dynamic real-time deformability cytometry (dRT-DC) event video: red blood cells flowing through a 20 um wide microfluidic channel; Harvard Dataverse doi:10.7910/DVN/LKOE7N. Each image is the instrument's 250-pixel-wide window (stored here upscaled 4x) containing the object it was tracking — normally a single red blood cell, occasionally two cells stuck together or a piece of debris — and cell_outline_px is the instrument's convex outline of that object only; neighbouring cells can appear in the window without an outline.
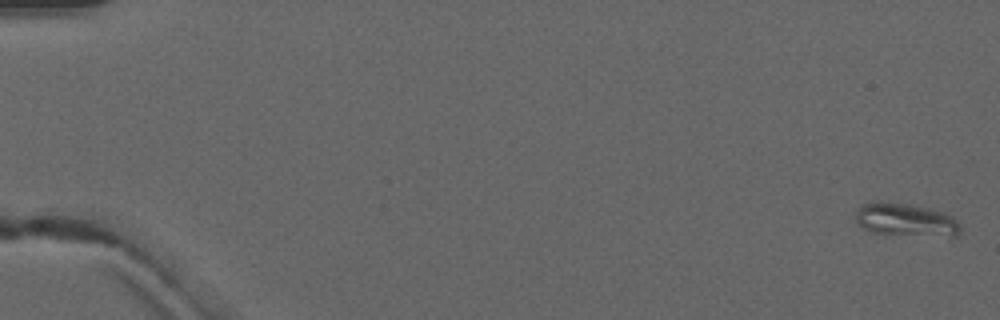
{"species": "common noctule bat (a hibernating species)", "species_latin": "Nyctalus noctula", "temperature_condition": "warm", "stored_images_in_passage": 6, "camera_frame_rate_fps": 3000, "um_per_image_px": 0.085, "animal": {"sex": "male", "forearm_length_mm": 52.5}, "frame": {"image": 1, "passage_image": 1, "time_ms": 0.0, "image_size_px": [1000, 320], "cell_outline_px": [[960, 232], [956, 236], [952, 236], [872, 232], [864, 228], [856, 220], [856, 212], [860, 204], [872, 200], [880, 200], [912, 204], [932, 208], [944, 212], [952, 216], [960, 224]], "centroid_in_image_um": [76.97, 18.62], "position_along_channel_um": 8.0, "area_um2": 20.23}}
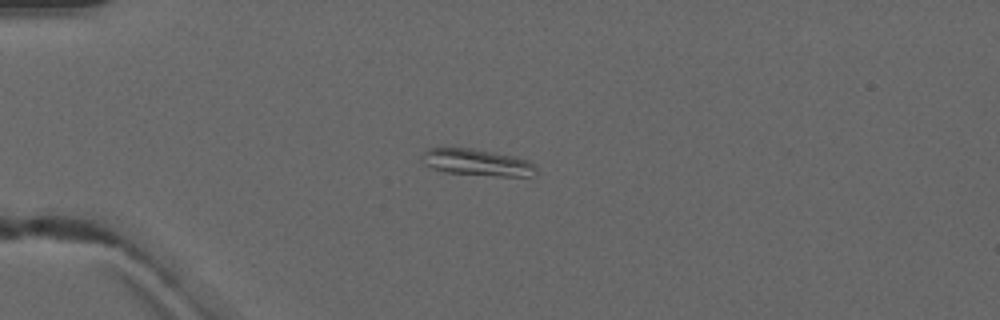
{"frame": {"image": 2, "passage_image": 4, "time_ms": 4.333, "image_size_px": [1000, 320], "cell_outline_px": [[536, 176], [496, 176], [444, 172], [432, 168], [424, 164], [420, 156], [428, 148], [472, 148], [512, 156], [528, 160], [536, 168]], "centroid_in_image_um": [40.53, 13.81], "position_along_channel_um": 44.5, "area_um2": 17.69}}